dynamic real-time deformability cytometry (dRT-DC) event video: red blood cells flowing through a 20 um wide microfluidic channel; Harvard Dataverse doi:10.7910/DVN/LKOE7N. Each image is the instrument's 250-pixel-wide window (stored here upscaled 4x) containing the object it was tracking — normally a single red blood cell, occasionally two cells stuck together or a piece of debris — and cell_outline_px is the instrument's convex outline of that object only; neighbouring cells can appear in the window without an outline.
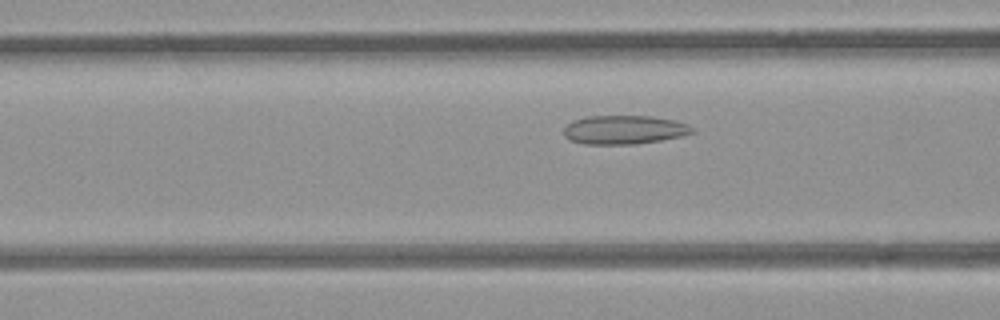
{"species": "common noctule bat (a hibernating species)", "species_latin": "Nyctalus noctula", "temperature_condition": "room temperature", "stored_images_in_passage": 48, "camera_frame_rate_fps": 3000, "um_per_image_px": 0.085, "animal": {"sex": "female", "body_mass_g": 21.9}, "frame": {"image": 1, "passage_image": 15, "time_ms": 4.667, "image_size_px": [1000, 320], "cell_outline_px": [[696, 132], [680, 136], [660, 140], [636, 144], [584, 144], [568, 140], [564, 136], [564, 128], [572, 120], [584, 116], [652, 116], [676, 120], [688, 124]], "centroid_in_image_um": [53.03, 11.02], "position_along_channel_um": 113.6, "area_um2": 21.73}}
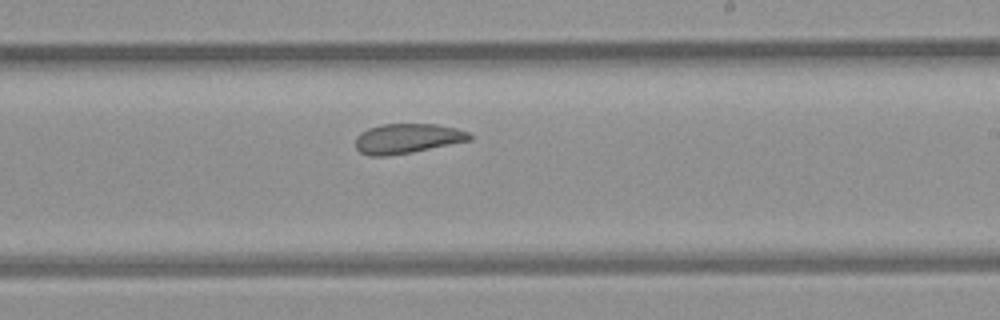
{"frame": {"image": 2, "passage_image": 26, "time_ms": 8.333, "image_size_px": [1000, 320], "cell_outline_px": [[472, 140], [412, 152], [384, 156], [368, 156], [360, 152], [356, 148], [356, 136], [360, 132], [368, 128], [380, 124], [436, 124], [456, 128], [468, 132], [472, 136]], "centroid_in_image_um": [34.6, 11.77], "position_along_channel_um": 254.4, "area_um2": 19.88}}
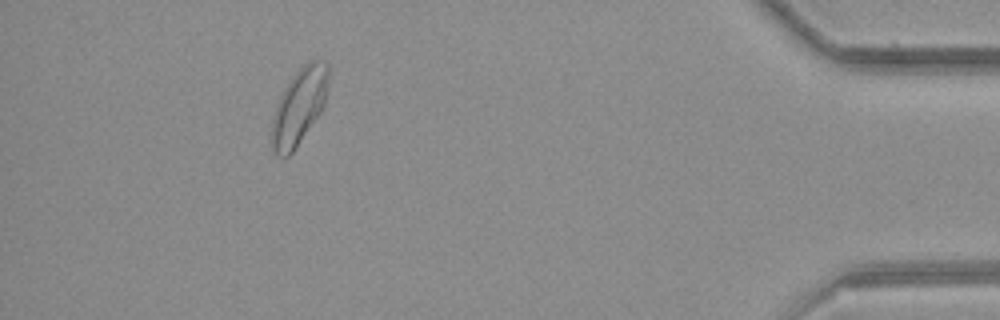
{"frame": {"image": 3, "passage_image": 43, "time_ms": 14.0, "image_size_px": [1000, 320], "cell_outline_px": [[328, 84], [324, 104], [320, 112], [292, 152], [288, 156], [276, 156], [272, 144], [272, 120], [280, 96], [284, 88], [292, 76], [308, 60], [324, 60], [328, 64]], "centroid_in_image_um": [25.43, 9.0], "position_along_channel_um": 409.8, "area_um2": 24.62}, "authors_computed_cell_mechanics": {"area_um2": 21.9062, "velocity_mm_per_s": 3.8429, "shape_relaxation_time_tau1_ms": null, "shape_relaxation_time_tau2_ms": 2.2723, "deformation_change_tau1": null, "deformation_change_tau2": 0.0805}}